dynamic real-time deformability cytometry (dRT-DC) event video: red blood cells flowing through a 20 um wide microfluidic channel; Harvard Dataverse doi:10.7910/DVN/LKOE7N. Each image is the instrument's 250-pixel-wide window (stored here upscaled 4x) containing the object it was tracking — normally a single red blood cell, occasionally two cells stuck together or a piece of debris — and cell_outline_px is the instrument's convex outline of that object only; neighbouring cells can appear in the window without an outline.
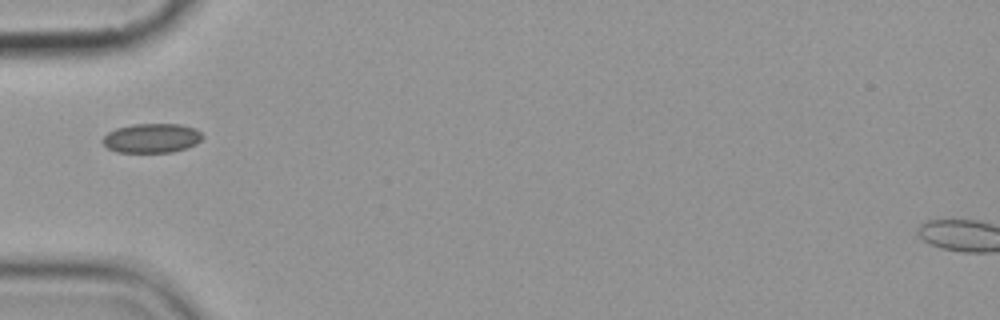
{"species": "common noctule bat (a hibernating species)", "species_latin": "Nyctalus noctula", "temperature_condition": "cold", "stored_images_in_passage": 5, "camera_frame_rate_fps": 3000, "um_per_image_px": 0.085, "animal": {"sex": "female", "body_mass_g": 19.9}, "frame": {"image": 1, "passage_image": 1, "time_ms": 0.0, "image_size_px": [1000, 320], "cell_outline_px": [[204, 136], [196, 144], [188, 148], [172, 152], [116, 152], [108, 148], [100, 140], [108, 132], [116, 128], [132, 124], [180, 124], [196, 128]], "centroid_in_image_um": [12.9, 11.74], "position_along_channel_um": 72.1, "area_um2": 17.22}}
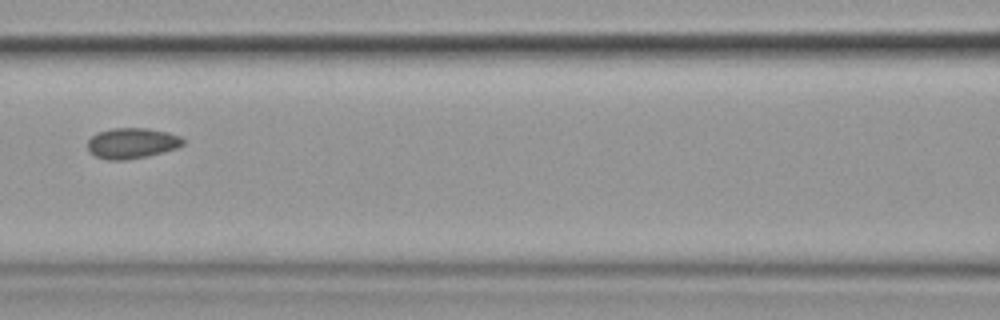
{"frame": {"image": 2, "passage_image": 3, "time_ms": 2.333, "image_size_px": [1000, 320], "cell_outline_px": [[184, 144], [176, 148], [164, 152], [148, 156], [128, 160], [108, 160], [96, 156], [88, 152], [88, 140], [96, 132], [112, 128], [148, 128], [168, 132], [180, 136], [184, 140]], "centroid_in_image_um": [11.2, 12.17], "position_along_channel_um": 155.4, "area_um2": 17.22}}
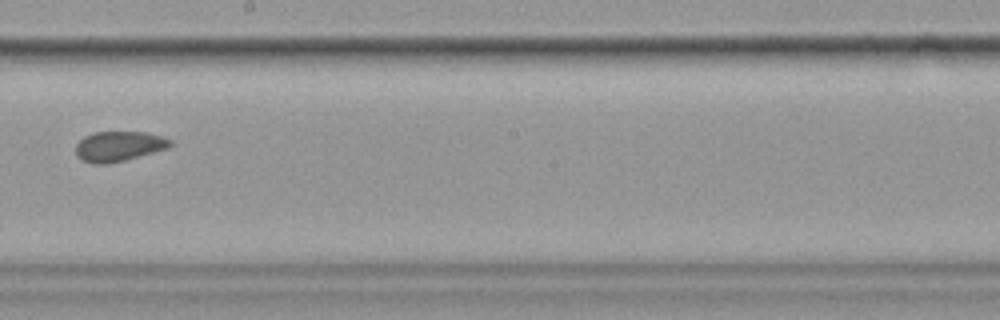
{"frame": {"image": 3, "passage_image": 5, "time_ms": 4.667, "image_size_px": [1000, 320], "cell_outline_px": [[172, 144], [168, 148], [124, 160], [108, 164], [92, 164], [76, 156], [76, 144], [84, 136], [92, 132], [148, 132], [172, 140]], "centroid_in_image_um": [10.08, 12.43], "position_along_channel_um": 238.1, "area_um2": 16.53}}